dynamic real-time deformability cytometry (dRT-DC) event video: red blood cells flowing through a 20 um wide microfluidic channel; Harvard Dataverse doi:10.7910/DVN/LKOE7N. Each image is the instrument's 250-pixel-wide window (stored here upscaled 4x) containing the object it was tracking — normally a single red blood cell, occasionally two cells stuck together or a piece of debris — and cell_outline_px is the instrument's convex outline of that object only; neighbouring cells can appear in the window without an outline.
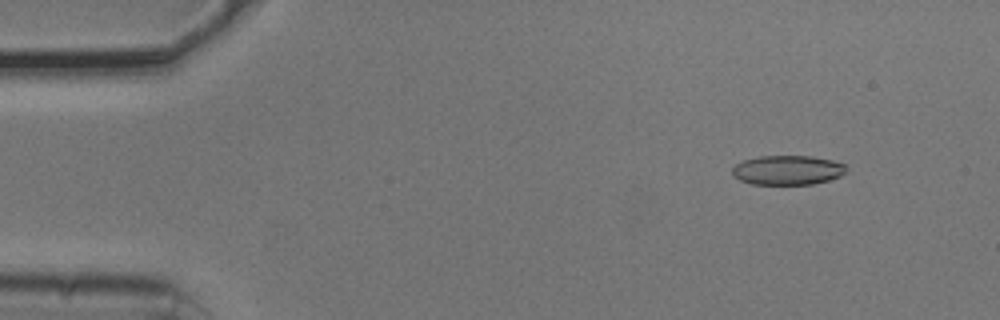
{"species": "common noctule bat (a hibernating species)", "species_latin": "Nyctalus noctula", "temperature_condition": "cold", "stored_images_in_passage": 54, "camera_frame_rate_fps": 3000, "um_per_image_px": 0.085, "animal": {"sex": "male", "body_mass_g": 20.5, "forearm_length_mm": 52.5}, "frame": {"image": 1, "passage_image": 6, "time_ms": 1.667, "image_size_px": [1000, 320], "cell_outline_px": [[844, 172], [840, 176], [828, 180], [812, 184], [752, 184], [740, 180], [732, 176], [732, 168], [736, 164], [744, 160], [760, 156], [812, 156], [832, 160], [844, 164]], "centroid_in_image_um": [66.9, 14.46], "position_along_channel_um": 18.1, "area_um2": 19.42}}
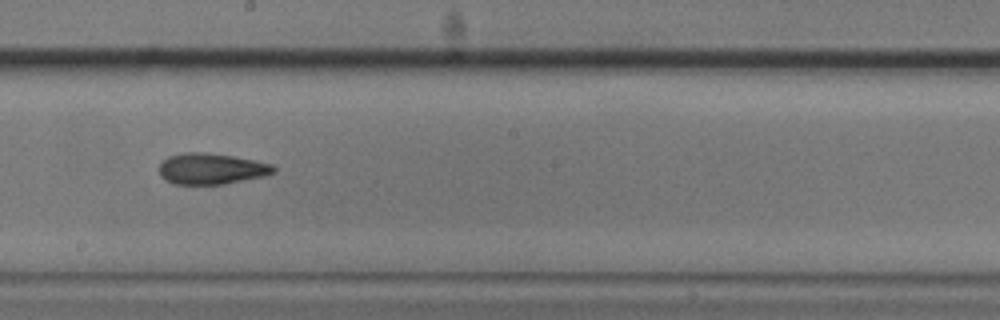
{"frame": {"image": 2, "passage_image": 30, "time_ms": 9.667, "image_size_px": [1000, 320], "cell_outline_px": [[276, 172], [264, 176], [224, 184], [172, 184], [164, 180], [160, 176], [160, 164], [168, 156], [184, 152], [204, 152], [232, 156], [256, 160], [272, 164], [276, 168]], "centroid_in_image_um": [17.96, 14.34], "position_along_channel_um": 230.2, "area_um2": 20.81}}
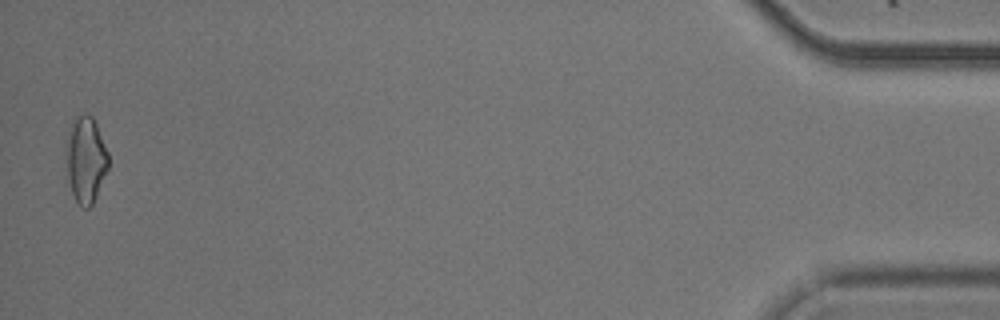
{"frame": {"image": 3, "passage_image": 53, "time_ms": 17.333, "image_size_px": [1000, 320], "cell_outline_px": [[108, 168], [96, 196], [92, 204], [88, 208], [84, 208], [76, 200], [72, 192], [68, 180], [64, 152], [64, 144], [72, 120], [76, 116], [84, 112], [92, 116], [96, 124], [108, 152]], "centroid_in_image_um": [7.25, 13.51], "position_along_channel_um": 428.0, "area_um2": 21.5}, "authors_computed_cell_mechanics": {"area_um2": 20.2589, "velocity_mm_per_s": 3.7797, "shape_relaxation_time_tau1_ms": null, "shape_relaxation_time_tau2_ms": 5.396, "deformation_change_tau1": null, "deformation_change_tau2": 0.1207}}